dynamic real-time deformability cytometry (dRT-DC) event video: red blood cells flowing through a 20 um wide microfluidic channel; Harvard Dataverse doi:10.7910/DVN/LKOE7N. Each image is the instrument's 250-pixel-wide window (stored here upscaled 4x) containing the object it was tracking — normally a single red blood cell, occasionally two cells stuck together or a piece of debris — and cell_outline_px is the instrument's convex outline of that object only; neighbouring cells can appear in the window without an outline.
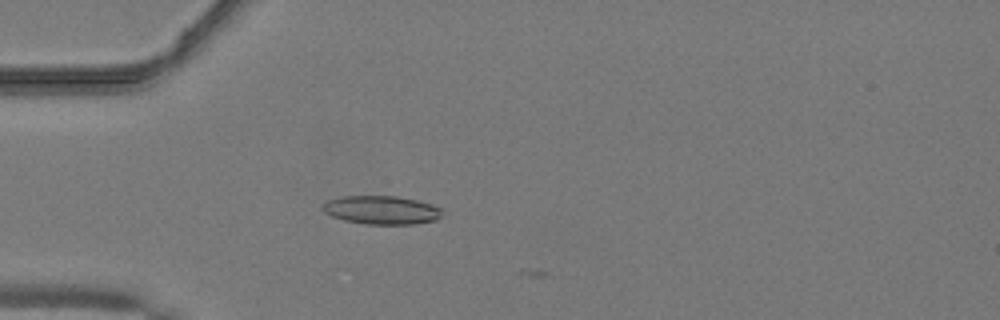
{"species": "common noctule bat (a hibernating species)", "species_latin": "Nyctalus noctula", "temperature_condition": "warm", "stored_images_in_passage": 2, "camera_frame_rate_fps": 3000, "um_per_image_px": 0.085, "animal": {"sex": "male", "body_mass_g": 19.2, "forearm_length_mm": 51.8}, "frame": {"image": 1, "passage_image": 1, "time_ms": 0.0, "image_size_px": [1000, 320], "cell_outline_px": [[440, 216], [436, 220], [416, 224], [364, 224], [344, 220], [332, 216], [324, 212], [320, 208], [320, 204], [328, 200], [340, 196], [396, 196], [416, 200], [432, 204], [440, 208]], "centroid_in_image_um": [32.37, 17.85], "position_along_channel_um": 52.6, "area_um2": 19.94}}